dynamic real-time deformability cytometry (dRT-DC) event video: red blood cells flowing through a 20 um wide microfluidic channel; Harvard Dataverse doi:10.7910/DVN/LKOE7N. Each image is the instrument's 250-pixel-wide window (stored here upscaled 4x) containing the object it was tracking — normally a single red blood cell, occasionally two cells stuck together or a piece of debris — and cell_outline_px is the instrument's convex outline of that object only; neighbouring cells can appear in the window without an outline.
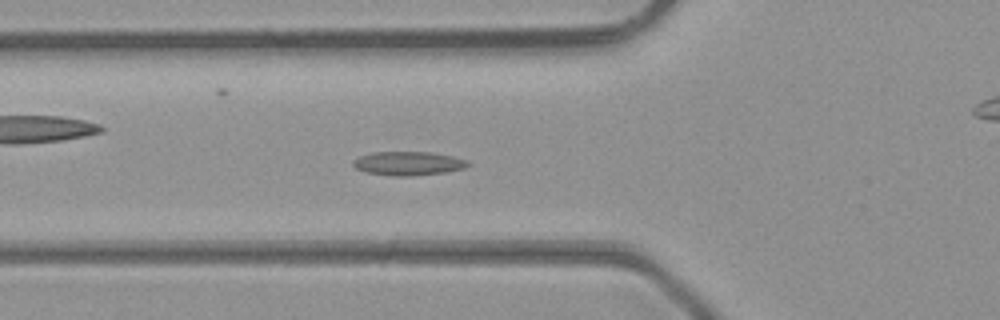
{"species": "common noctule bat (a hibernating species)", "species_latin": "Nyctalus noctula", "temperature_condition": "room temperature", "stored_images_in_passage": 48, "camera_frame_rate_fps": 3000, "um_per_image_px": 0.085, "animal": {"sex": "male", "body_mass_g": 23.1, "forearm_length_mm": 52.7}, "frame": {"image": 1, "passage_image": 17, "time_ms": 5.333, "image_size_px": [1000, 320], "cell_outline_px": [[472, 164], [464, 168], [444, 172], [412, 176], [392, 176], [368, 172], [356, 168], [352, 164], [352, 160], [360, 156], [372, 152], [428, 152], [452, 156], [468, 160]], "centroid_in_image_um": [34.71, 13.89], "position_along_channel_um": 91.1, "area_um2": 15.9}}
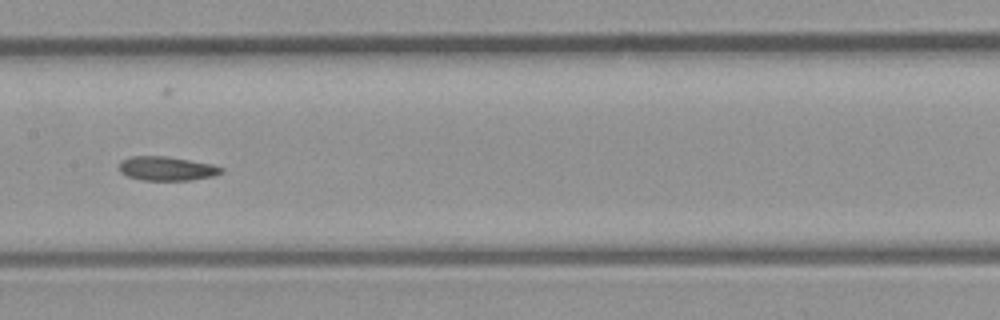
{"frame": {"image": 2, "passage_image": 24, "time_ms": 7.667, "image_size_px": [1000, 320], "cell_outline_px": [[224, 172], [212, 176], [192, 180], [144, 180], [128, 176], [120, 172], [120, 160], [128, 156], [164, 156], [212, 164], [224, 168]], "centroid_in_image_um": [14.17, 14.32], "position_along_channel_um": 193.2, "area_um2": 14.28}}
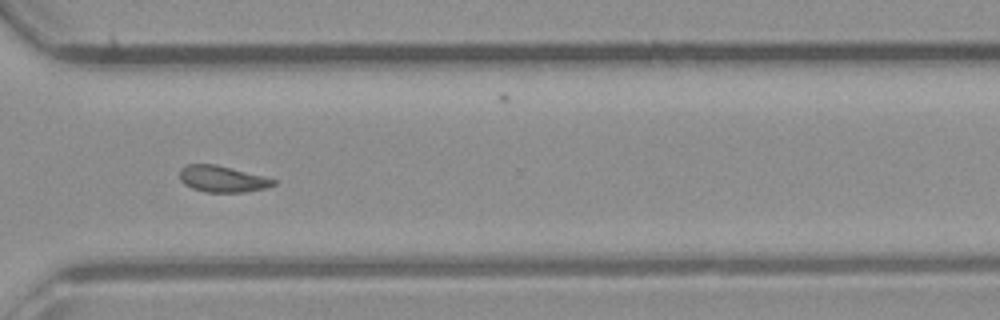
{"frame": {"image": 3, "passage_image": 35, "time_ms": 11.333, "image_size_px": [1000, 320], "cell_outline_px": [[276, 184], [264, 188], [244, 192], [204, 192], [192, 188], [184, 184], [180, 180], [180, 168], [188, 164], [216, 164], [264, 176], [276, 180]], "centroid_in_image_um": [18.88, 15.21], "position_along_channel_um": 351.7, "area_um2": 14.39}, "authors_computed_cell_mechanics": {"area_um2": 15.1436, "velocity_mm_per_s": 4.3297, "shape_relaxation_time_tau1_ms": null, "shape_relaxation_time_tau2_ms": 6.5789, "deformation_change_tau1": null, "deformation_change_tau2": 0.1284}}